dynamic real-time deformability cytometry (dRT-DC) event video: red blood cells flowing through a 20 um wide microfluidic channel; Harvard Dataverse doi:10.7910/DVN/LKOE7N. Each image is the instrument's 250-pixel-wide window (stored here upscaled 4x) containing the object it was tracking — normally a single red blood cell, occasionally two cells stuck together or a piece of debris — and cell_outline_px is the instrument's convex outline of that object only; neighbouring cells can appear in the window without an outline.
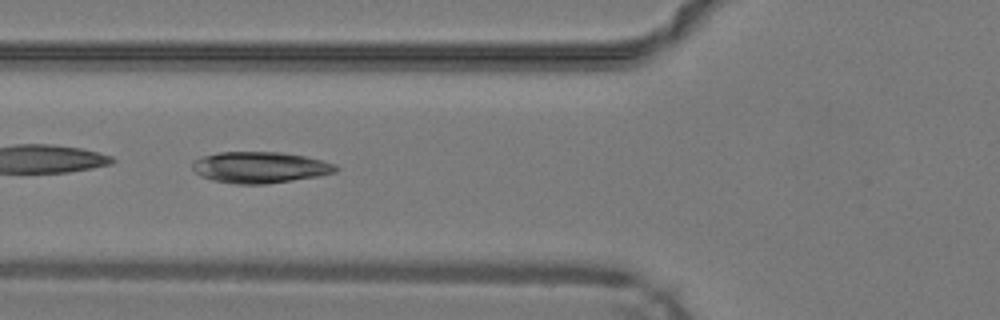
{"species": "common noctule bat (a hibernating species)", "species_latin": "Nyctalus noctula", "temperature_condition": "warm", "stored_images_in_passage": 42, "camera_frame_rate_fps": 3000, "um_per_image_px": 0.085, "animal": {"sex": "male", "body_mass_g": 19.2, "forearm_length_mm": 51.8}, "frame": {"image": 1, "passage_image": 14, "time_ms": 4.333, "image_size_px": [1000, 320], "cell_outline_px": [[340, 168], [336, 172], [316, 176], [292, 180], [264, 184], [236, 184], [212, 180], [200, 176], [192, 168], [192, 160], [204, 156], [220, 152], [280, 152], [304, 156], [336, 164]], "centroid_in_image_um": [22.08, 14.22], "position_along_channel_um": 103.7, "area_um2": 26.01}}
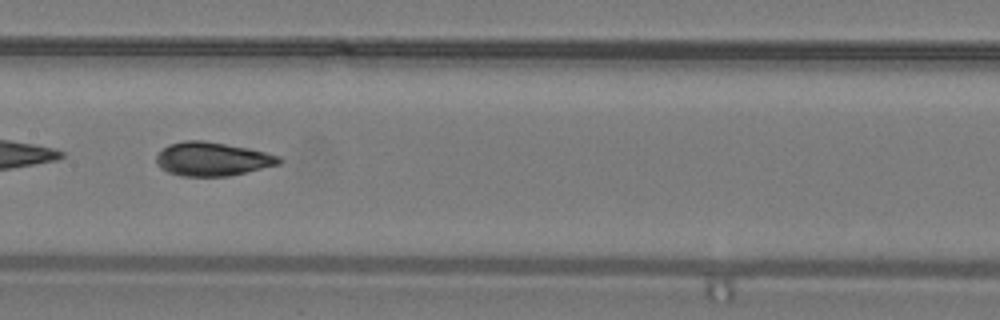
{"frame": {"image": 2, "passage_image": 20, "time_ms": 6.333, "image_size_px": [1000, 320], "cell_outline_px": [[284, 160], [280, 164], [228, 176], [180, 176], [168, 172], [160, 168], [156, 164], [156, 156], [168, 144], [184, 140], [204, 140], [248, 148], [280, 156]], "centroid_in_image_um": [18.03, 13.51], "position_along_channel_um": 189.4, "area_um2": 24.16}}
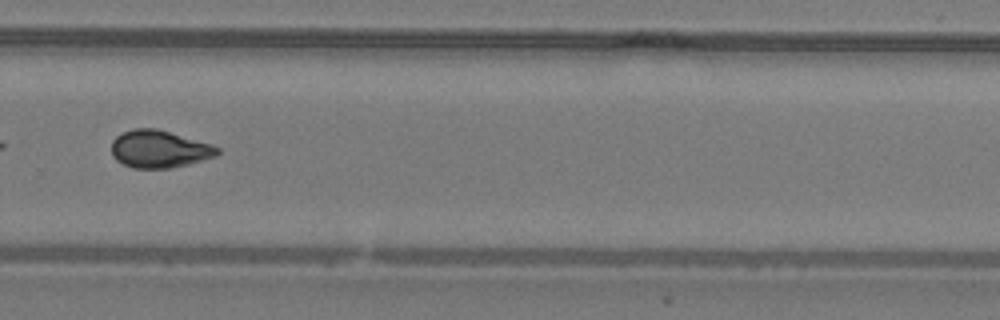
{"frame": {"image": 3, "passage_image": 29, "time_ms": 9.333, "image_size_px": [1000, 320], "cell_outline_px": [[220, 152], [216, 156], [188, 164], [168, 168], [132, 168], [116, 160], [112, 156], [112, 140], [116, 136], [132, 128], [156, 128], [212, 144], [220, 148]], "centroid_in_image_um": [13.53, 12.66], "position_along_channel_um": 316.3, "area_um2": 23.12}, "authors_computed_cell_mechanics": {"area_um2": 23.6402, "velocity_mm_per_s": 4.2622, "shape_relaxation_time_tau1_ms": 6.441, "shape_relaxation_time_tau2_ms": 1.1852, "deformation_change_tau1": 0.2713, "deformation_change_tau2": 0.0707}}